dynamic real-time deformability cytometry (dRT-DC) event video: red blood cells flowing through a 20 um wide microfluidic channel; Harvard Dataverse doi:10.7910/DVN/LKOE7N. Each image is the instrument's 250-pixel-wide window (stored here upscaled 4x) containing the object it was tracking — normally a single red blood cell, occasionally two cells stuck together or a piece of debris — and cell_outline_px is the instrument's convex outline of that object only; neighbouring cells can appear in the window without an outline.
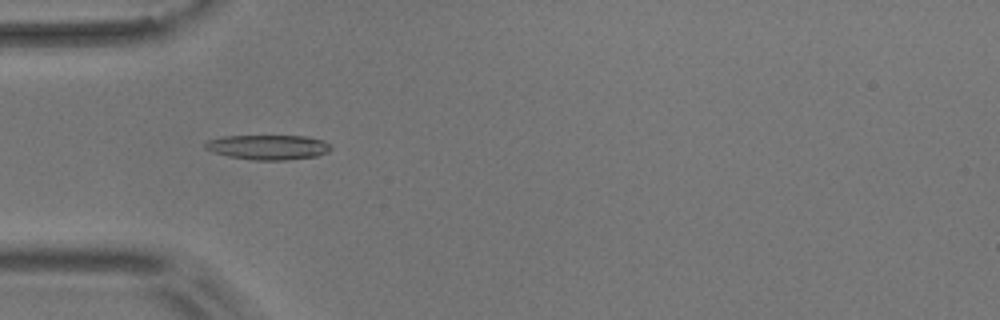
{"species": "common noctule bat (a hibernating species)", "species_latin": "Nyctalus noctula", "temperature_condition": "room temperature", "stored_images_in_passage": 8, "camera_frame_rate_fps": 3000, "um_per_image_px": 0.085, "animal": {"sex": "male", "body_mass_g": 17.9}, "frame": {"image": 1, "passage_image": 4, "time_ms": 3.333, "image_size_px": [1000, 320], "cell_outline_px": [[332, 148], [328, 152], [316, 156], [284, 160], [256, 160], [228, 156], [204, 148], [204, 144], [208, 140], [224, 136], [304, 136], [324, 140]], "centroid_in_image_um": [22.8, 12.5], "position_along_channel_um": 62.2, "area_um2": 17.98}}
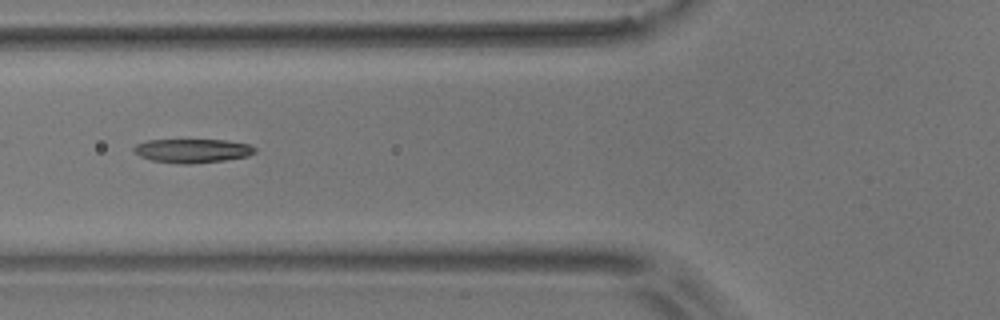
{"frame": {"image": 2, "passage_image": 5, "time_ms": 4.667, "image_size_px": [1000, 320], "cell_outline_px": [[256, 152], [248, 156], [224, 160], [192, 164], [180, 164], [152, 160], [140, 156], [132, 152], [132, 148], [136, 144], [148, 140], [224, 140], [248, 144], [256, 148]], "centroid_in_image_um": [16.33, 12.81], "position_along_channel_um": 109.5, "area_um2": 16.88}}
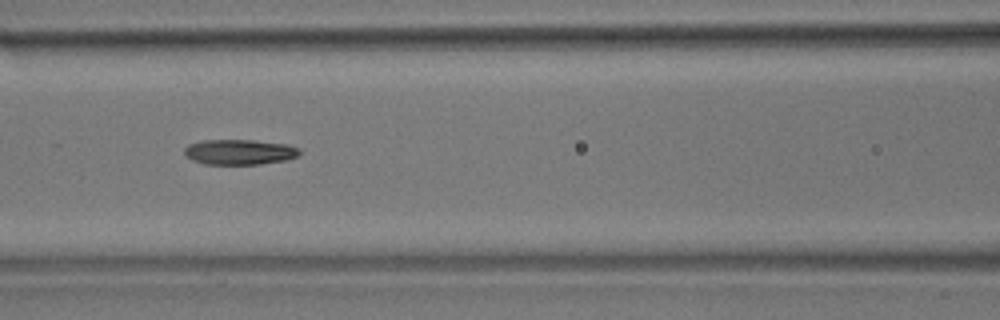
{"frame": {"image": 3, "passage_image": 6, "time_ms": 5.667, "image_size_px": [1000, 320], "cell_outline_px": [[300, 152], [296, 156], [288, 160], [260, 164], [204, 164], [192, 160], [184, 156], [184, 148], [188, 144], [200, 140], [252, 140], [288, 144], [300, 148]], "centroid_in_image_um": [20.33, 12.92], "position_along_channel_um": 146.3, "area_um2": 17.17}}